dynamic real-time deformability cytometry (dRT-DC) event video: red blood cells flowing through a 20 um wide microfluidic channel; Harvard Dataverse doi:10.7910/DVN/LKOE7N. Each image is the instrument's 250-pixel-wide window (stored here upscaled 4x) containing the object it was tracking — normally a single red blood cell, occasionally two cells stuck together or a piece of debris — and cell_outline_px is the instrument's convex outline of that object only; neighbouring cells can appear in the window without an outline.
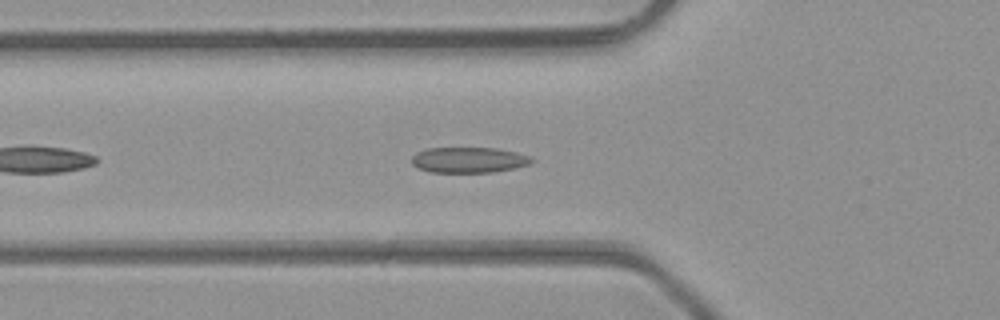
{"species": "common noctule bat (a hibernating species)", "species_latin": "Nyctalus noctula", "temperature_condition": "room temperature", "stored_images_in_passage": 37, "camera_frame_rate_fps": 3000, "um_per_image_px": 0.085, "animal": {"sex": "male", "body_mass_g": 23.1, "forearm_length_mm": 52.7}, "frame": {"image": 1, "passage_image": 6, "time_ms": 1.667, "image_size_px": [1000, 320], "cell_outline_px": [[536, 160], [532, 164], [516, 168], [492, 172], [428, 172], [412, 164], [412, 156], [416, 152], [428, 148], [496, 148], [516, 152], [532, 156]], "centroid_in_image_um": [39.91, 13.59], "position_along_channel_um": 85.9, "area_um2": 18.09}}
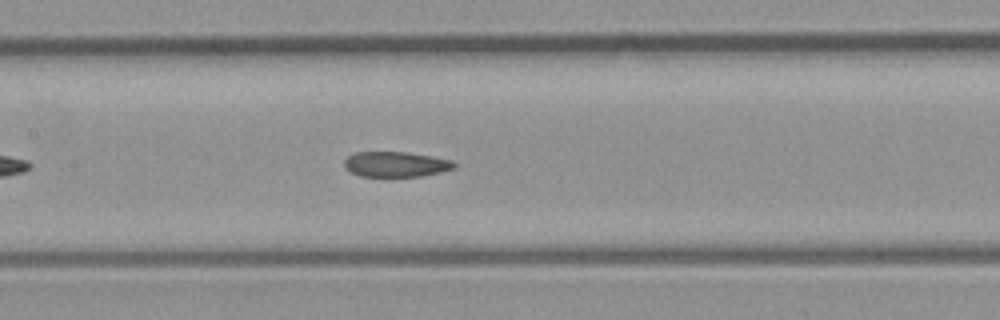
{"frame": {"image": 2, "passage_image": 12, "time_ms": 3.667, "image_size_px": [1000, 320], "cell_outline_px": [[456, 168], [440, 172], [420, 176], [360, 176], [344, 168], [344, 160], [348, 156], [356, 152], [408, 152], [432, 156], [452, 160], [456, 164]], "centroid_in_image_um": [33.65, 13.95], "position_along_channel_um": 173.7, "area_um2": 16.18}}
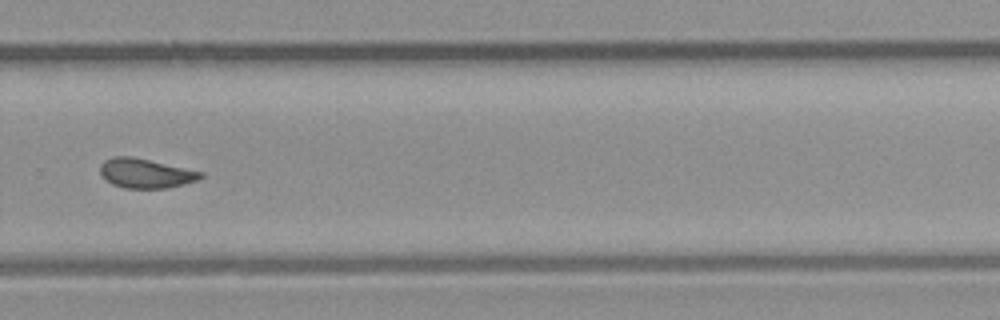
{"frame": {"image": 3, "passage_image": 22, "time_ms": 7.0, "image_size_px": [1000, 320], "cell_outline_px": [[204, 176], [196, 180], [184, 184], [168, 188], [124, 188], [112, 184], [104, 180], [100, 172], [100, 164], [104, 160], [112, 156], [132, 156], [204, 172]], "centroid_in_image_um": [12.35, 14.73], "position_along_channel_um": 317.5, "area_um2": 17.4}, "authors_computed_cell_mechanics": {"area_um2": 17.34, "velocity_mm_per_s": 4.3256, "shape_relaxation_time_tau1_ms": 7.4465, "shape_relaxation_time_tau2_ms": 1.7197, "deformation_change_tau1": 0.1678, "deformation_change_tau2": 0.07}}